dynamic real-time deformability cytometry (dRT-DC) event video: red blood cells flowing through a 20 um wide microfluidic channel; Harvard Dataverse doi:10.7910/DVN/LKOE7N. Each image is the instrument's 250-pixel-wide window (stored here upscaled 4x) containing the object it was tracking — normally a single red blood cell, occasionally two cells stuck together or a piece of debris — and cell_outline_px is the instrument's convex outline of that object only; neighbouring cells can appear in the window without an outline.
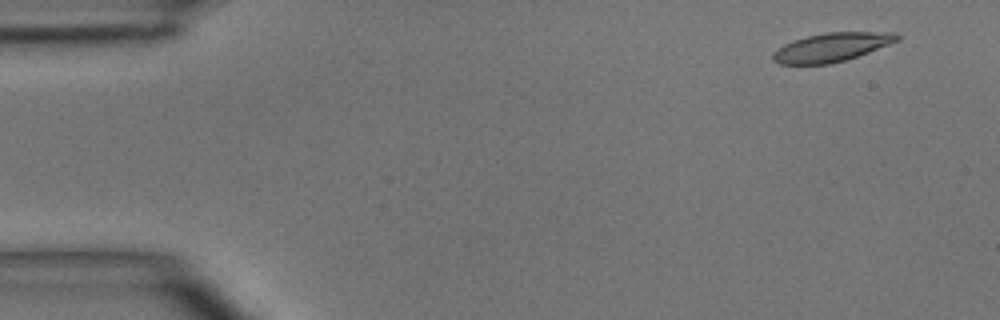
{"species": "common noctule bat (a hibernating species)", "species_latin": "Nyctalus noctula", "temperature_condition": "room temperature", "stored_images_in_passage": 5, "camera_frame_rate_fps": 3000, "um_per_image_px": 0.085, "animal": {"sex": "male", "body_mass_g": 15.6}, "frame": {"image": 1, "passage_image": 2, "time_ms": 1.0, "image_size_px": [1000, 320], "cell_outline_px": [[900, 40], [868, 52], [844, 60], [828, 64], [780, 64], [772, 60], [772, 52], [784, 44], [792, 40], [808, 36], [828, 32], [896, 32], [900, 36]], "centroid_in_image_um": [70.67, 4.01], "position_along_channel_um": 14.3, "area_um2": 20.69}}
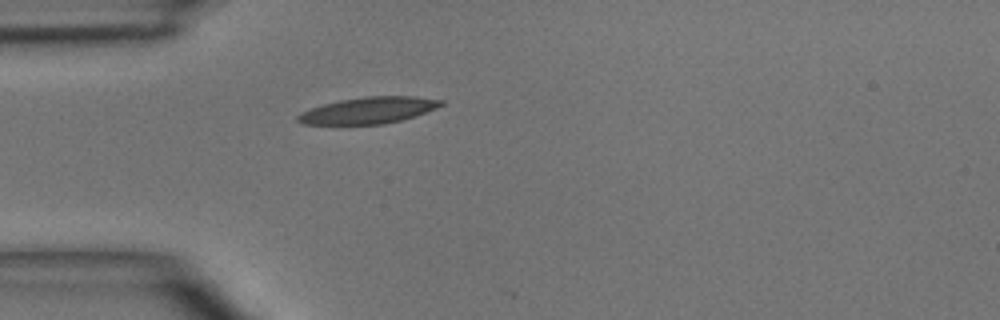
{"frame": {"image": 2, "passage_image": 5, "time_ms": 4.333, "image_size_px": [1000, 320], "cell_outline_px": [[444, 104], [436, 108], [416, 116], [384, 124], [304, 124], [296, 120], [296, 116], [300, 112], [324, 104], [340, 100], [364, 96], [416, 96], [444, 100]], "centroid_in_image_um": [31.35, 9.37], "position_along_channel_um": 53.7, "area_um2": 22.08}}